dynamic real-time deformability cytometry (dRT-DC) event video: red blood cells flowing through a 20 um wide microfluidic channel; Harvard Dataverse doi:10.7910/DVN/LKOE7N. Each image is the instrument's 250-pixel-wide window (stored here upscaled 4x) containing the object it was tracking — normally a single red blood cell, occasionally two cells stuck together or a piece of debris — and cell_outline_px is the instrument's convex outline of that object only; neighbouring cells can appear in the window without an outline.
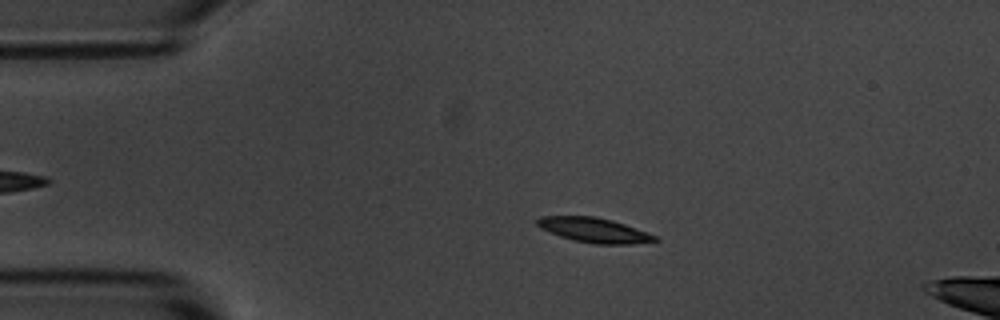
{"species": "common noctule bat (a hibernating species)", "species_latin": "Nyctalus noctula", "temperature_condition": "room temperature", "stored_images_in_passage": 55, "camera_frame_rate_fps": 3000, "um_per_image_px": 0.085, "animal": {"sex": "male", "body_mass_g": 20.1, "forearm_length_mm": 53.5}, "frame": {"image": 1, "passage_image": 11, "time_ms": 3.333, "image_size_px": [1000, 320], "cell_outline_px": [[660, 240], [632, 244], [596, 244], [572, 240], [560, 236], [540, 228], [536, 224], [536, 220], [540, 216], [592, 216], [612, 220], [624, 224], [656, 236]], "centroid_in_image_um": [50.46, 19.56], "position_along_channel_um": 34.5, "area_um2": 16.82}}
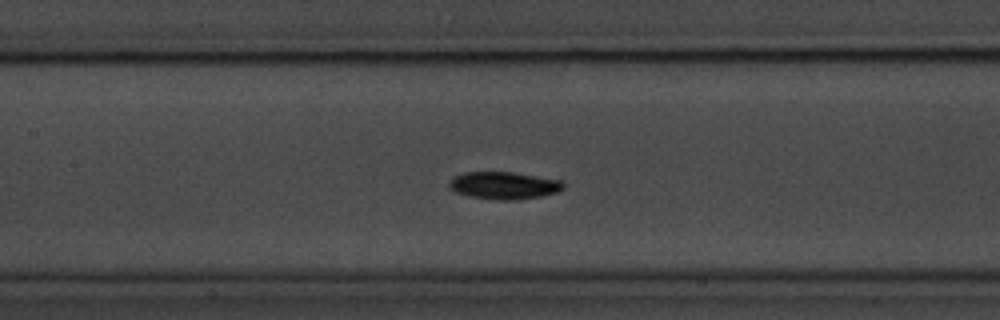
{"frame": {"image": 2, "passage_image": 25, "time_ms": 8.0, "image_size_px": [1000, 320], "cell_outline_px": [[564, 188], [556, 192], [540, 196], [516, 200], [500, 200], [468, 196], [456, 192], [448, 188], [448, 180], [452, 176], [464, 172], [512, 172], [560, 180], [564, 184]], "centroid_in_image_um": [42.76, 15.76], "position_along_channel_um": 164.6, "area_um2": 18.26}}
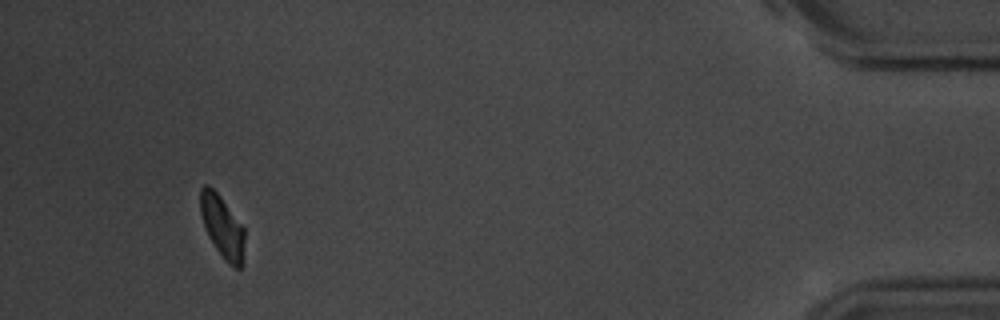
{"frame": {"image": 3, "passage_image": 52, "time_ms": 17.0, "image_size_px": [1000, 320], "cell_outline_px": [[244, 264], [240, 268], [236, 268], [228, 264], [224, 260], [208, 236], [204, 228], [200, 212], [200, 188], [204, 184], [208, 184], [220, 196], [244, 228]], "centroid_in_image_um": [18.89, 19.29], "position_along_channel_um": 416.3, "area_um2": 16.18}, "authors_computed_cell_mechanics": {"area_um2": 17.051, "velocity_mm_per_s": 3.5769, "shape_relaxation_time_tau1_ms": 3.0238, "shape_relaxation_time_tau2_ms": null, "deformation_change_tau1": 0.1168, "deformation_change_tau2": null}}